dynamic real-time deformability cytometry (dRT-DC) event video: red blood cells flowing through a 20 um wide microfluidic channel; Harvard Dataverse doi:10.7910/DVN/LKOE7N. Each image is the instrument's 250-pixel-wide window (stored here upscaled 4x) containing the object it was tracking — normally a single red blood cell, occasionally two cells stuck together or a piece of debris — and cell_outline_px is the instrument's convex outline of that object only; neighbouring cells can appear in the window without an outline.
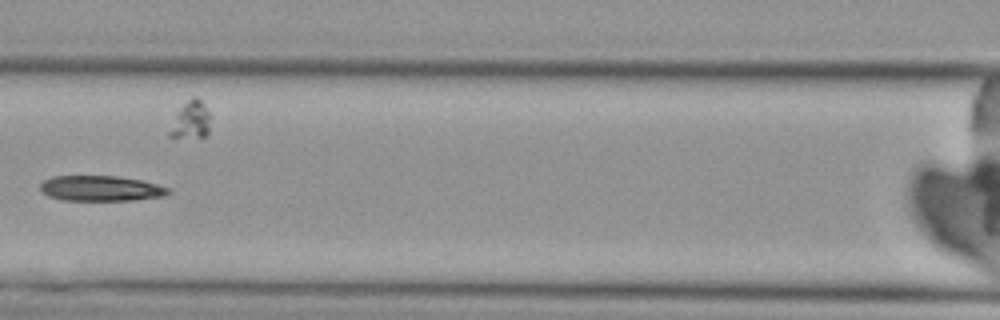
{"species": "Egyptian fruit bat (a non-hibernating species)", "species_latin": "Rousettus aegyptiacus", "temperature_condition": "cold", "stored_images_in_passage": 9, "camera_frame_rate_fps": 3000, "um_per_image_px": 0.085, "animal": {"sex": "female"}, "frame": {"image": 1, "passage_image": 8, "time_ms": 8.0, "image_size_px": [1000, 320], "cell_outline_px": [[172, 192], [164, 196], [132, 200], [60, 200], [48, 196], [40, 188], [40, 184], [44, 180], [52, 176], [116, 176], [140, 180], [156, 184], [168, 188]], "centroid_in_image_um": [8.56, 16.01], "position_along_channel_um": 158.0, "area_um2": 18.84}}